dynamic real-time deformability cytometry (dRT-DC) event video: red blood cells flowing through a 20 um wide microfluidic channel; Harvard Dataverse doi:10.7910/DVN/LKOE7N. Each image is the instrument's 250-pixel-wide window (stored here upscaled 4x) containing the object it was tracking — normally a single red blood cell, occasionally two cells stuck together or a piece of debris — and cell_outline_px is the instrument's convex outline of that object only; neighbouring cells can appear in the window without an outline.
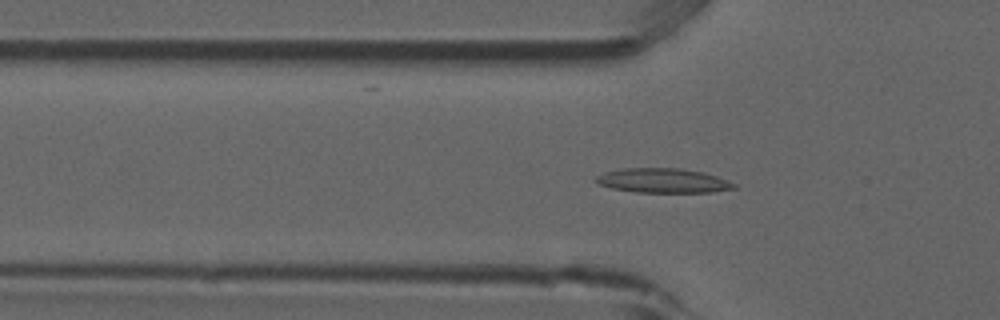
{"species": "common noctule bat (a hibernating species)", "species_latin": "Nyctalus noctula", "temperature_condition": "room temperature", "stored_images_in_passage": 53, "camera_frame_rate_fps": 3000, "um_per_image_px": 0.085, "animal": {"sex": "male", "forearm_length_mm": 52.5}, "frame": {"image": 1, "passage_image": 17, "time_ms": 5.333, "image_size_px": [1000, 320], "cell_outline_px": [[736, 188], [712, 192], [636, 192], [612, 188], [600, 184], [596, 180], [596, 176], [604, 172], [620, 168], [680, 168], [704, 172], [716, 176], [736, 184]], "centroid_in_image_um": [56.36, 15.34], "position_along_channel_um": 69.4, "area_um2": 19.59}}
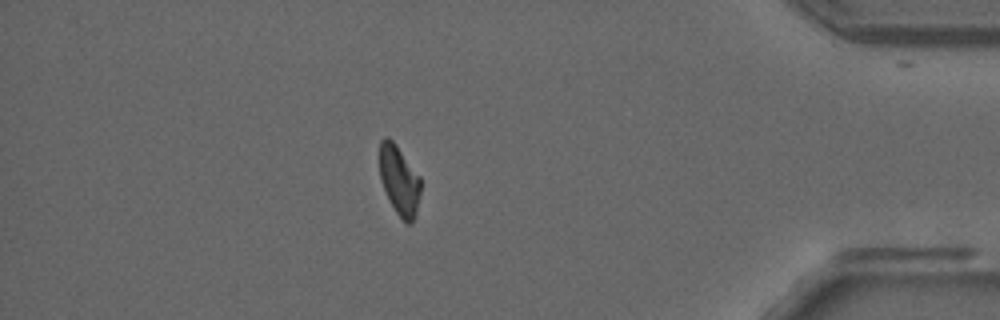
{"frame": {"image": 2, "passage_image": 46, "time_ms": 15.0, "image_size_px": [1000, 320], "cell_outline_px": [[420, 192], [416, 212], [412, 224], [404, 224], [396, 212], [380, 180], [380, 140], [384, 136], [388, 136], [396, 144], [420, 176]], "centroid_in_image_um": [33.94, 15.32], "position_along_channel_um": 401.3, "area_um2": 16.59}}
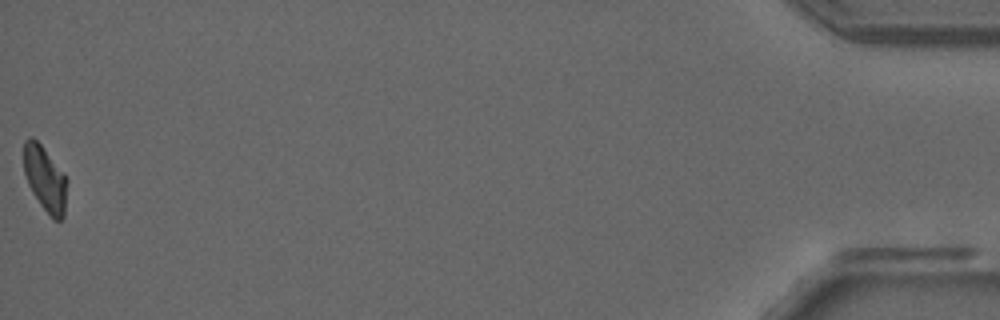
{"frame": {"image": 3, "passage_image": 53, "time_ms": 17.333, "image_size_px": [1000, 320], "cell_outline_px": [[68, 180], [64, 216], [60, 220], [52, 220], [40, 204], [32, 192], [28, 184], [24, 172], [24, 140], [28, 136], [32, 136], [40, 144], [64, 172]], "centroid_in_image_um": [3.84, 15.21], "position_along_channel_um": 431.4, "area_um2": 16.65}, "authors_computed_cell_mechanics": {"area_um2": 17.7446, "velocity_mm_per_s": 3.8607, "shape_relaxation_time_tau1_ms": null, "shape_relaxation_time_tau2_ms": 8.7643, "deformation_change_tau1": null, "deformation_change_tau2": 0.1952}}